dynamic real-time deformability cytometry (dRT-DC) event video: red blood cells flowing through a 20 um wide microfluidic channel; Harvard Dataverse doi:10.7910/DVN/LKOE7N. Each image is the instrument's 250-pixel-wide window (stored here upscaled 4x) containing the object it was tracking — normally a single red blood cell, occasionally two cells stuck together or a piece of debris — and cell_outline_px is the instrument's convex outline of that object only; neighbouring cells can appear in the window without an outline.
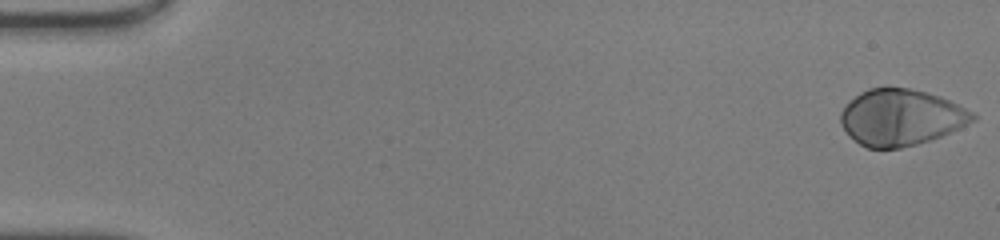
{"species": "human", "species_latin": "Homo sapiens", "temperature_condition": "warm", "stored_images_in_passage": 47, "camera_frame_rate_fps": 3000, "um_per_image_px": 0.085, "donor": {"sex": "male"}, "frame": {"image": 1, "passage_image": 1, "time_ms": 0.0, "image_size_px": [1000, 240], "cell_outline_px": [[976, 120], [940, 136], [916, 144], [900, 148], [868, 148], [860, 144], [848, 136], [840, 124], [840, 112], [860, 92], [868, 88], [908, 88], [940, 96], [976, 112]], "centroid_in_image_um": [76.58, 9.98], "position_along_channel_um": 8.4, "area_um2": 43.06}}
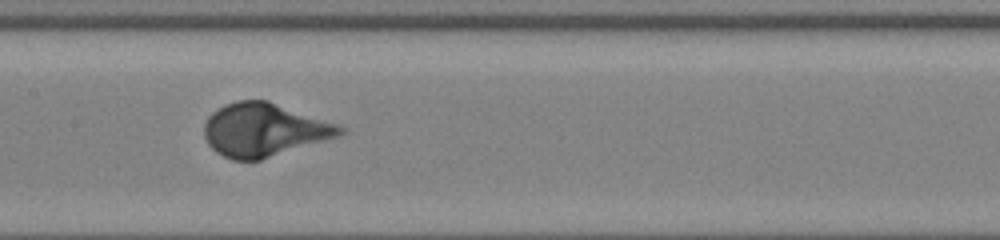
{"frame": {"image": 2, "passage_image": 25, "time_ms": 8.0, "image_size_px": [1000, 240], "cell_outline_px": [[348, 132], [340, 136], [260, 160], [232, 160], [216, 152], [208, 144], [204, 136], [204, 124], [208, 116], [212, 112], [236, 100], [268, 100], [340, 124], [348, 128]], "centroid_in_image_um": [22.51, 11.03], "position_along_channel_um": 184.9, "area_um2": 42.48}}
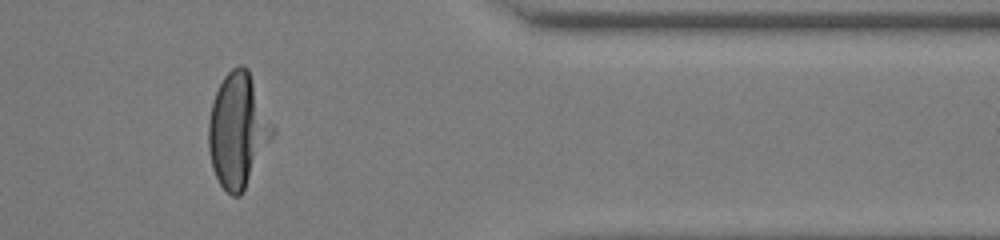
{"frame": {"image": 3, "passage_image": 41, "time_ms": 13.333, "image_size_px": [1000, 240], "cell_outline_px": [[276, 132], [240, 196], [232, 196], [220, 184], [212, 168], [208, 148], [208, 120], [212, 104], [216, 92], [224, 76], [232, 68], [240, 64], [248, 68], [276, 128]], "centroid_in_image_um": [20.23, 11.05], "position_along_channel_um": 391.2, "area_um2": 42.66}}